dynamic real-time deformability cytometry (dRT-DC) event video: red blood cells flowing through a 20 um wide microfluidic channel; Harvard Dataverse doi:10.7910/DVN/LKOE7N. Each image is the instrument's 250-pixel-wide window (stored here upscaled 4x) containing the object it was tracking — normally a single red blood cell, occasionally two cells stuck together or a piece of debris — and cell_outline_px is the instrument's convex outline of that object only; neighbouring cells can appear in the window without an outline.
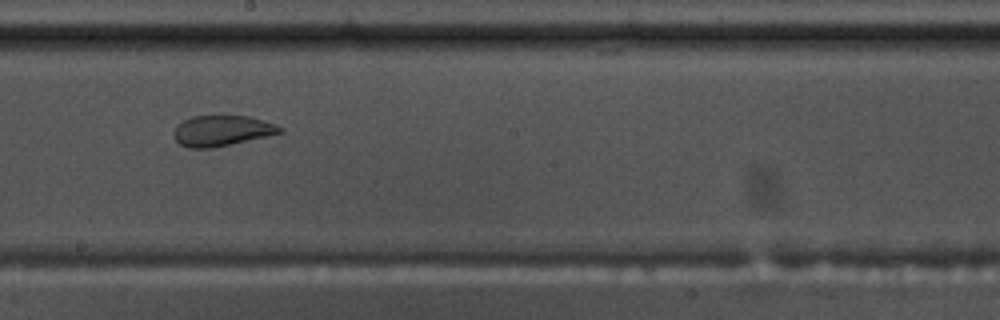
{"species": "common noctule bat (a hibernating species)", "species_latin": "Nyctalus noctula", "temperature_condition": "warm", "stored_images_in_passage": 57, "camera_frame_rate_fps": 3000, "um_per_image_px": 0.085, "animal": {"sex": "male", "body_mass_g": 17.5, "forearm_length_mm": 52.3}, "frame": {"image": 1, "passage_image": 32, "time_ms": 10.333, "image_size_px": [1000, 320], "cell_outline_px": [[284, 132], [212, 148], [188, 148], [180, 144], [176, 140], [172, 132], [176, 124], [192, 116], [220, 112], [248, 116], [276, 124], [284, 128]], "centroid_in_image_um": [18.83, 11.05], "position_along_channel_um": 229.4, "area_um2": 19.71}}
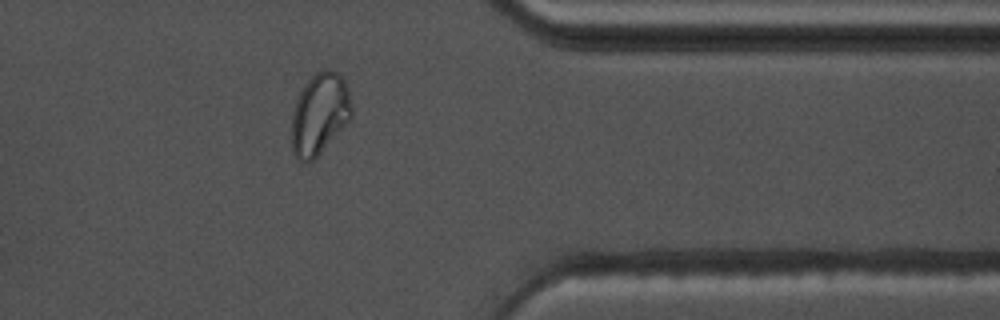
{"frame": {"image": 2, "passage_image": 46, "time_ms": 15.0, "image_size_px": [1000, 320], "cell_outline_px": [[352, 116], [320, 152], [312, 160], [304, 164], [292, 152], [292, 112], [296, 100], [304, 84], [316, 72], [324, 68], [328, 68], [336, 72], [344, 80], [348, 88], [352, 108]], "centroid_in_image_um": [27.15, 9.65], "position_along_channel_um": 384.3, "area_um2": 28.21}}
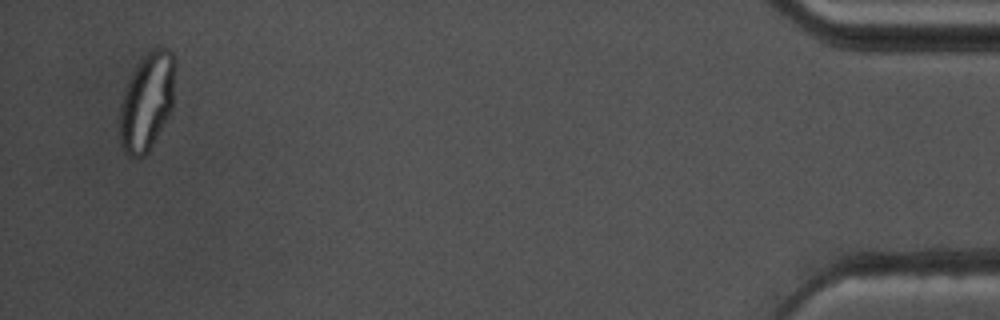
{"frame": {"image": 3, "passage_image": 55, "time_ms": 18.0, "image_size_px": [1000, 320], "cell_outline_px": [[176, 64], [172, 108], [168, 116], [148, 152], [140, 160], [136, 160], [128, 156], [124, 152], [120, 144], [120, 104], [128, 80], [132, 72], [140, 60], [152, 48], [168, 48], [172, 52]], "centroid_in_image_um": [12.49, 8.66], "position_along_channel_um": 422.7, "area_um2": 31.91}}